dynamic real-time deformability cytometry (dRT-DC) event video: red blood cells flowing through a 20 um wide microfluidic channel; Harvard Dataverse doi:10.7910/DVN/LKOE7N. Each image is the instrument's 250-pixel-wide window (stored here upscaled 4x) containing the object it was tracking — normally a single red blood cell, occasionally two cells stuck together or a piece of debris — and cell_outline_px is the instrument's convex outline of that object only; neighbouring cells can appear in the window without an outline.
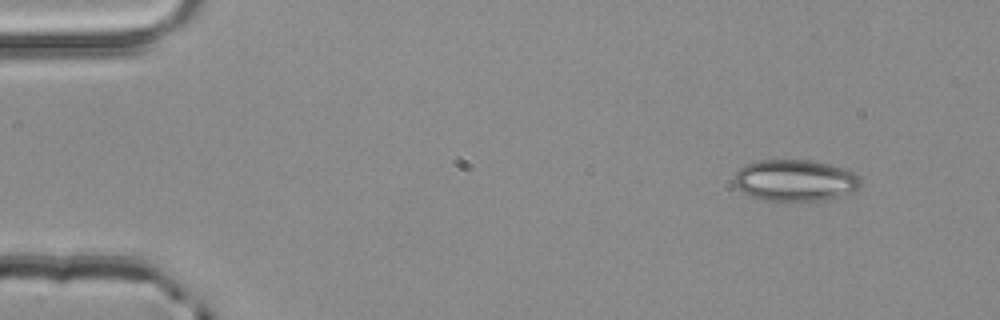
{"species": "common noctule bat (a hibernating species)", "species_latin": "Nyctalus noctula", "temperature_condition": "room temperature", "stored_images_in_passage": 4, "camera_frame_rate_fps": 3000, "um_per_image_px": 0.085, "animal": {"sex": "male", "body_mass_g": 20.4}, "frame": {"image": 1, "passage_image": 1, "time_ms": 0.0, "image_size_px": [1000, 320], "cell_outline_px": [[860, 184], [852, 192], [840, 196], [824, 200], [784, 204], [764, 200], [752, 196], [744, 192], [732, 180], [736, 172], [744, 164], [756, 160], [812, 160], [844, 168], [852, 172], [860, 180]], "centroid_in_image_um": [67.54, 15.36], "position_along_channel_um": 17.5, "area_um2": 31.15}}